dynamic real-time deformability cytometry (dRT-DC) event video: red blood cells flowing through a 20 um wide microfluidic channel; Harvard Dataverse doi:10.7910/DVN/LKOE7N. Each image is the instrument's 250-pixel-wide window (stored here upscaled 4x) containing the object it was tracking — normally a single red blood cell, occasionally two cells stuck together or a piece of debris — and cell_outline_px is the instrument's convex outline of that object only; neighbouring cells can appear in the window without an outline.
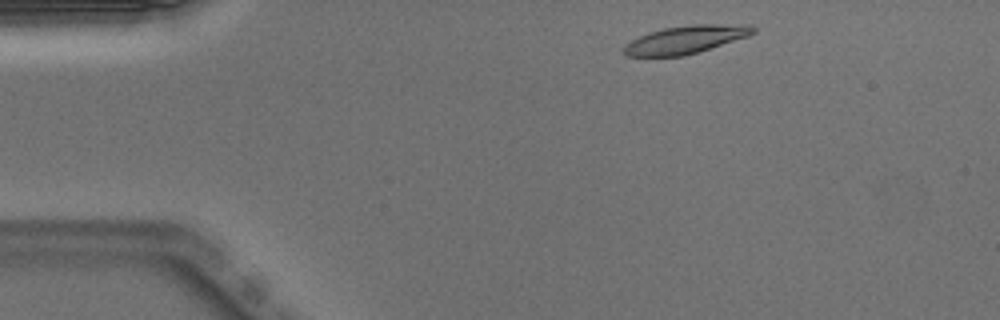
{"species": "Egyptian fruit bat (a non-hibernating species)", "species_latin": "Rousettus aegyptiacus", "temperature_condition": "warm", "stored_images_in_passage": 44, "camera_frame_rate_fps": 3000, "um_per_image_px": 0.085, "animal": {"sex": "male"}, "frame": {"image": 1, "passage_image": 2, "time_ms": 0.333, "image_size_px": [1000, 320], "cell_outline_px": [[756, 32], [748, 36], [696, 52], [680, 56], [624, 56], [624, 44], [648, 32], [664, 28], [692, 24], [748, 24], [756, 28]], "centroid_in_image_um": [58.28, 3.35], "position_along_channel_um": 26.7, "area_um2": 20.87}}
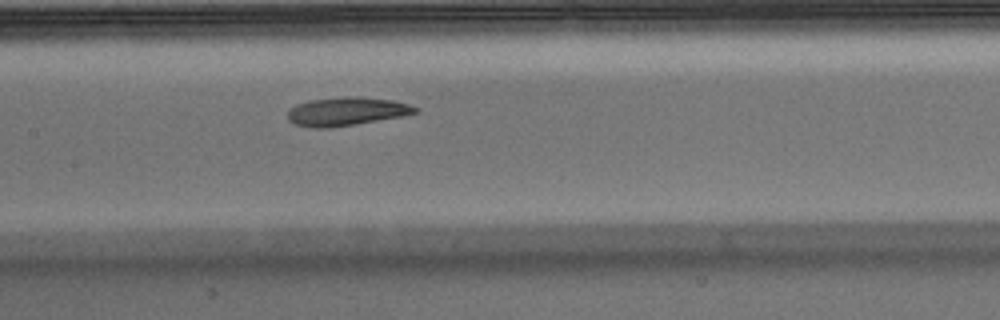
{"frame": {"image": 2, "passage_image": 18, "time_ms": 5.667, "image_size_px": [1000, 320], "cell_outline_px": [[420, 108], [416, 112], [400, 116], [356, 124], [328, 128], [316, 128], [296, 124], [288, 120], [288, 108], [296, 104], [312, 100], [344, 96], [360, 96], [392, 100], [408, 104]], "centroid_in_image_um": [29.43, 9.46], "position_along_channel_um": 178.0, "area_um2": 21.04}}
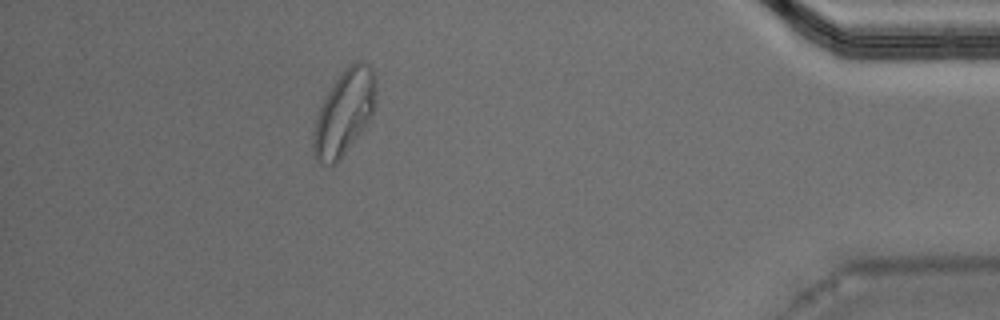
{"frame": {"image": 3, "passage_image": 39, "time_ms": 12.667, "image_size_px": [1000, 320], "cell_outline_px": [[376, 104], [372, 116], [336, 164], [320, 164], [316, 160], [312, 152], [312, 132], [320, 108], [332, 84], [340, 72], [348, 64], [356, 60], [360, 60], [368, 64], [372, 68], [376, 80]], "centroid_in_image_um": [29.26, 9.54], "position_along_channel_um": 405.9, "area_um2": 31.1}, "authors_computed_cell_mechanics": {"area_um2": 21.4438, "velocity_mm_per_s": 3.9675, "shape_relaxation_time_tau1_ms": 8.6794, "shape_relaxation_time_tau2_ms": 4.1146, "deformation_change_tau1": 0.2586, "deformation_change_tau2": 0.1269}}